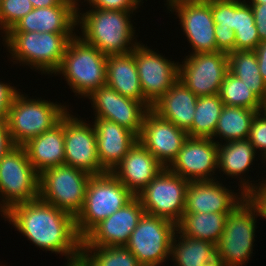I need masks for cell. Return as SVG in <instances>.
I'll return each mask as SVG.
<instances>
[{
    "mask_svg": "<svg viewBox=\"0 0 266 266\" xmlns=\"http://www.w3.org/2000/svg\"><path fill=\"white\" fill-rule=\"evenodd\" d=\"M14 146L6 120L0 121V160Z\"/></svg>",
    "mask_w": 266,
    "mask_h": 266,
    "instance_id": "43",
    "label": "cell"
},
{
    "mask_svg": "<svg viewBox=\"0 0 266 266\" xmlns=\"http://www.w3.org/2000/svg\"><path fill=\"white\" fill-rule=\"evenodd\" d=\"M254 51L257 56L260 74L264 83L266 84V41L259 42Z\"/></svg>",
    "mask_w": 266,
    "mask_h": 266,
    "instance_id": "44",
    "label": "cell"
},
{
    "mask_svg": "<svg viewBox=\"0 0 266 266\" xmlns=\"http://www.w3.org/2000/svg\"><path fill=\"white\" fill-rule=\"evenodd\" d=\"M218 143L216 139L188 137L176 159L168 167L174 174L190 181L216 180Z\"/></svg>",
    "mask_w": 266,
    "mask_h": 266,
    "instance_id": "17",
    "label": "cell"
},
{
    "mask_svg": "<svg viewBox=\"0 0 266 266\" xmlns=\"http://www.w3.org/2000/svg\"><path fill=\"white\" fill-rule=\"evenodd\" d=\"M188 133L170 121L159 117L151 109L145 114L138 141L168 168L176 159Z\"/></svg>",
    "mask_w": 266,
    "mask_h": 266,
    "instance_id": "18",
    "label": "cell"
},
{
    "mask_svg": "<svg viewBox=\"0 0 266 266\" xmlns=\"http://www.w3.org/2000/svg\"><path fill=\"white\" fill-rule=\"evenodd\" d=\"M76 26L75 6H53L34 8L8 32L76 33Z\"/></svg>",
    "mask_w": 266,
    "mask_h": 266,
    "instance_id": "23",
    "label": "cell"
},
{
    "mask_svg": "<svg viewBox=\"0 0 266 266\" xmlns=\"http://www.w3.org/2000/svg\"><path fill=\"white\" fill-rule=\"evenodd\" d=\"M91 174L66 164L46 169L39 175V198L74 217L83 209Z\"/></svg>",
    "mask_w": 266,
    "mask_h": 266,
    "instance_id": "8",
    "label": "cell"
},
{
    "mask_svg": "<svg viewBox=\"0 0 266 266\" xmlns=\"http://www.w3.org/2000/svg\"><path fill=\"white\" fill-rule=\"evenodd\" d=\"M0 214L39 198V174L23 146L15 145L0 160Z\"/></svg>",
    "mask_w": 266,
    "mask_h": 266,
    "instance_id": "7",
    "label": "cell"
},
{
    "mask_svg": "<svg viewBox=\"0 0 266 266\" xmlns=\"http://www.w3.org/2000/svg\"><path fill=\"white\" fill-rule=\"evenodd\" d=\"M134 195L111 172L91 175L83 209L75 217L77 234L83 239L98 223L126 205Z\"/></svg>",
    "mask_w": 266,
    "mask_h": 266,
    "instance_id": "6",
    "label": "cell"
},
{
    "mask_svg": "<svg viewBox=\"0 0 266 266\" xmlns=\"http://www.w3.org/2000/svg\"><path fill=\"white\" fill-rule=\"evenodd\" d=\"M164 167L137 140L111 173L136 196Z\"/></svg>",
    "mask_w": 266,
    "mask_h": 266,
    "instance_id": "21",
    "label": "cell"
},
{
    "mask_svg": "<svg viewBox=\"0 0 266 266\" xmlns=\"http://www.w3.org/2000/svg\"><path fill=\"white\" fill-rule=\"evenodd\" d=\"M68 112L64 116V164L85 170L91 175H101L106 171L101 167L97 154L96 131L93 123Z\"/></svg>",
    "mask_w": 266,
    "mask_h": 266,
    "instance_id": "14",
    "label": "cell"
},
{
    "mask_svg": "<svg viewBox=\"0 0 266 266\" xmlns=\"http://www.w3.org/2000/svg\"><path fill=\"white\" fill-rule=\"evenodd\" d=\"M260 42L266 41V3L250 4Z\"/></svg>",
    "mask_w": 266,
    "mask_h": 266,
    "instance_id": "42",
    "label": "cell"
},
{
    "mask_svg": "<svg viewBox=\"0 0 266 266\" xmlns=\"http://www.w3.org/2000/svg\"><path fill=\"white\" fill-rule=\"evenodd\" d=\"M80 11L77 9V26L80 25L82 34L79 37L106 56L132 52L140 43L131 22L133 12L99 8Z\"/></svg>",
    "mask_w": 266,
    "mask_h": 266,
    "instance_id": "2",
    "label": "cell"
},
{
    "mask_svg": "<svg viewBox=\"0 0 266 266\" xmlns=\"http://www.w3.org/2000/svg\"><path fill=\"white\" fill-rule=\"evenodd\" d=\"M188 56L178 64V80L197 97L217 95L229 71L227 53L206 52Z\"/></svg>",
    "mask_w": 266,
    "mask_h": 266,
    "instance_id": "13",
    "label": "cell"
},
{
    "mask_svg": "<svg viewBox=\"0 0 266 266\" xmlns=\"http://www.w3.org/2000/svg\"><path fill=\"white\" fill-rule=\"evenodd\" d=\"M215 246L208 241L183 236L177 230L172 240L170 260H173L176 266H203Z\"/></svg>",
    "mask_w": 266,
    "mask_h": 266,
    "instance_id": "31",
    "label": "cell"
},
{
    "mask_svg": "<svg viewBox=\"0 0 266 266\" xmlns=\"http://www.w3.org/2000/svg\"><path fill=\"white\" fill-rule=\"evenodd\" d=\"M167 9L176 12L187 41L192 46L190 54L219 52L215 40V22L211 0H166Z\"/></svg>",
    "mask_w": 266,
    "mask_h": 266,
    "instance_id": "12",
    "label": "cell"
},
{
    "mask_svg": "<svg viewBox=\"0 0 266 266\" xmlns=\"http://www.w3.org/2000/svg\"><path fill=\"white\" fill-rule=\"evenodd\" d=\"M256 113L248 108L224 105L212 139L219 137L222 142L248 139Z\"/></svg>",
    "mask_w": 266,
    "mask_h": 266,
    "instance_id": "30",
    "label": "cell"
},
{
    "mask_svg": "<svg viewBox=\"0 0 266 266\" xmlns=\"http://www.w3.org/2000/svg\"><path fill=\"white\" fill-rule=\"evenodd\" d=\"M106 84L122 96L152 105L144 98L135 61V48L126 54L107 56Z\"/></svg>",
    "mask_w": 266,
    "mask_h": 266,
    "instance_id": "27",
    "label": "cell"
},
{
    "mask_svg": "<svg viewBox=\"0 0 266 266\" xmlns=\"http://www.w3.org/2000/svg\"><path fill=\"white\" fill-rule=\"evenodd\" d=\"M228 70L238 77L255 95L266 103V84L259 71L254 50H235L227 54Z\"/></svg>",
    "mask_w": 266,
    "mask_h": 266,
    "instance_id": "29",
    "label": "cell"
},
{
    "mask_svg": "<svg viewBox=\"0 0 266 266\" xmlns=\"http://www.w3.org/2000/svg\"><path fill=\"white\" fill-rule=\"evenodd\" d=\"M246 3H248V4H264V3H266V0H250V1L248 0Z\"/></svg>",
    "mask_w": 266,
    "mask_h": 266,
    "instance_id": "48",
    "label": "cell"
},
{
    "mask_svg": "<svg viewBox=\"0 0 266 266\" xmlns=\"http://www.w3.org/2000/svg\"><path fill=\"white\" fill-rule=\"evenodd\" d=\"M143 0H90L89 8H99L102 10L130 11L137 12V8L143 5ZM92 6V7H91Z\"/></svg>",
    "mask_w": 266,
    "mask_h": 266,
    "instance_id": "40",
    "label": "cell"
},
{
    "mask_svg": "<svg viewBox=\"0 0 266 266\" xmlns=\"http://www.w3.org/2000/svg\"><path fill=\"white\" fill-rule=\"evenodd\" d=\"M22 146L39 175L46 169L63 165L65 161L64 117L50 130L28 140Z\"/></svg>",
    "mask_w": 266,
    "mask_h": 266,
    "instance_id": "25",
    "label": "cell"
},
{
    "mask_svg": "<svg viewBox=\"0 0 266 266\" xmlns=\"http://www.w3.org/2000/svg\"><path fill=\"white\" fill-rule=\"evenodd\" d=\"M77 9H79V3H80V1L79 0H69ZM87 1V3L90 1V0H84V2H86ZM79 2V3H78Z\"/></svg>",
    "mask_w": 266,
    "mask_h": 266,
    "instance_id": "49",
    "label": "cell"
},
{
    "mask_svg": "<svg viewBox=\"0 0 266 266\" xmlns=\"http://www.w3.org/2000/svg\"><path fill=\"white\" fill-rule=\"evenodd\" d=\"M248 140L256 151L261 152L259 153L262 154L261 158L266 161V112L264 110L257 112L254 116Z\"/></svg>",
    "mask_w": 266,
    "mask_h": 266,
    "instance_id": "38",
    "label": "cell"
},
{
    "mask_svg": "<svg viewBox=\"0 0 266 266\" xmlns=\"http://www.w3.org/2000/svg\"><path fill=\"white\" fill-rule=\"evenodd\" d=\"M145 211L137 196L121 209L98 223L83 239L81 246H125Z\"/></svg>",
    "mask_w": 266,
    "mask_h": 266,
    "instance_id": "19",
    "label": "cell"
},
{
    "mask_svg": "<svg viewBox=\"0 0 266 266\" xmlns=\"http://www.w3.org/2000/svg\"><path fill=\"white\" fill-rule=\"evenodd\" d=\"M228 213H184L177 230L186 237L217 244L223 234Z\"/></svg>",
    "mask_w": 266,
    "mask_h": 266,
    "instance_id": "28",
    "label": "cell"
},
{
    "mask_svg": "<svg viewBox=\"0 0 266 266\" xmlns=\"http://www.w3.org/2000/svg\"><path fill=\"white\" fill-rule=\"evenodd\" d=\"M66 266H90L82 256L74 259V260H69L67 261Z\"/></svg>",
    "mask_w": 266,
    "mask_h": 266,
    "instance_id": "47",
    "label": "cell"
},
{
    "mask_svg": "<svg viewBox=\"0 0 266 266\" xmlns=\"http://www.w3.org/2000/svg\"><path fill=\"white\" fill-rule=\"evenodd\" d=\"M106 71L107 56L76 35L69 41L54 75L64 76L75 96L85 98L106 84Z\"/></svg>",
    "mask_w": 266,
    "mask_h": 266,
    "instance_id": "4",
    "label": "cell"
},
{
    "mask_svg": "<svg viewBox=\"0 0 266 266\" xmlns=\"http://www.w3.org/2000/svg\"><path fill=\"white\" fill-rule=\"evenodd\" d=\"M257 218L246 199L227 214L223 234L216 244L226 266L248 263L253 253Z\"/></svg>",
    "mask_w": 266,
    "mask_h": 266,
    "instance_id": "10",
    "label": "cell"
},
{
    "mask_svg": "<svg viewBox=\"0 0 266 266\" xmlns=\"http://www.w3.org/2000/svg\"><path fill=\"white\" fill-rule=\"evenodd\" d=\"M135 61L144 98L153 105L178 80L179 62L139 43L135 47Z\"/></svg>",
    "mask_w": 266,
    "mask_h": 266,
    "instance_id": "16",
    "label": "cell"
},
{
    "mask_svg": "<svg viewBox=\"0 0 266 266\" xmlns=\"http://www.w3.org/2000/svg\"><path fill=\"white\" fill-rule=\"evenodd\" d=\"M244 195L257 216L266 219V179L258 182L255 187L249 189Z\"/></svg>",
    "mask_w": 266,
    "mask_h": 266,
    "instance_id": "39",
    "label": "cell"
},
{
    "mask_svg": "<svg viewBox=\"0 0 266 266\" xmlns=\"http://www.w3.org/2000/svg\"><path fill=\"white\" fill-rule=\"evenodd\" d=\"M211 12L217 50L227 54L235 51L233 0H211Z\"/></svg>",
    "mask_w": 266,
    "mask_h": 266,
    "instance_id": "34",
    "label": "cell"
},
{
    "mask_svg": "<svg viewBox=\"0 0 266 266\" xmlns=\"http://www.w3.org/2000/svg\"><path fill=\"white\" fill-rule=\"evenodd\" d=\"M3 217L43 251L60 253L67 261L81 256L82 239L72 214L37 198L13 206Z\"/></svg>",
    "mask_w": 266,
    "mask_h": 266,
    "instance_id": "1",
    "label": "cell"
},
{
    "mask_svg": "<svg viewBox=\"0 0 266 266\" xmlns=\"http://www.w3.org/2000/svg\"><path fill=\"white\" fill-rule=\"evenodd\" d=\"M176 231L175 223L144 213L125 246L142 266H160L171 259L172 240Z\"/></svg>",
    "mask_w": 266,
    "mask_h": 266,
    "instance_id": "9",
    "label": "cell"
},
{
    "mask_svg": "<svg viewBox=\"0 0 266 266\" xmlns=\"http://www.w3.org/2000/svg\"><path fill=\"white\" fill-rule=\"evenodd\" d=\"M86 98L90 99L93 110L95 109L94 118L116 122L139 136L145 114L150 110L144 102L122 96L107 84L94 90Z\"/></svg>",
    "mask_w": 266,
    "mask_h": 266,
    "instance_id": "15",
    "label": "cell"
},
{
    "mask_svg": "<svg viewBox=\"0 0 266 266\" xmlns=\"http://www.w3.org/2000/svg\"><path fill=\"white\" fill-rule=\"evenodd\" d=\"M235 50H255L260 40L251 5L246 0H233Z\"/></svg>",
    "mask_w": 266,
    "mask_h": 266,
    "instance_id": "32",
    "label": "cell"
},
{
    "mask_svg": "<svg viewBox=\"0 0 266 266\" xmlns=\"http://www.w3.org/2000/svg\"><path fill=\"white\" fill-rule=\"evenodd\" d=\"M198 97L180 80L162 95L151 110L187 133L192 128Z\"/></svg>",
    "mask_w": 266,
    "mask_h": 266,
    "instance_id": "24",
    "label": "cell"
},
{
    "mask_svg": "<svg viewBox=\"0 0 266 266\" xmlns=\"http://www.w3.org/2000/svg\"><path fill=\"white\" fill-rule=\"evenodd\" d=\"M94 119L92 123L96 131L98 158L101 167L106 172H111L137 142L138 137L116 122Z\"/></svg>",
    "mask_w": 266,
    "mask_h": 266,
    "instance_id": "22",
    "label": "cell"
},
{
    "mask_svg": "<svg viewBox=\"0 0 266 266\" xmlns=\"http://www.w3.org/2000/svg\"><path fill=\"white\" fill-rule=\"evenodd\" d=\"M188 183V180L164 168L136 196L145 213L164 218L177 225L185 212Z\"/></svg>",
    "mask_w": 266,
    "mask_h": 266,
    "instance_id": "11",
    "label": "cell"
},
{
    "mask_svg": "<svg viewBox=\"0 0 266 266\" xmlns=\"http://www.w3.org/2000/svg\"><path fill=\"white\" fill-rule=\"evenodd\" d=\"M18 90L12 99L6 122L12 142L14 145L22 146L59 123L69 112V108L58 102L43 100L41 97L29 98L27 94H22L20 89Z\"/></svg>",
    "mask_w": 266,
    "mask_h": 266,
    "instance_id": "5",
    "label": "cell"
},
{
    "mask_svg": "<svg viewBox=\"0 0 266 266\" xmlns=\"http://www.w3.org/2000/svg\"><path fill=\"white\" fill-rule=\"evenodd\" d=\"M238 190L239 193L226 188L217 179L190 181L186 189L184 213H229L245 199L244 193Z\"/></svg>",
    "mask_w": 266,
    "mask_h": 266,
    "instance_id": "20",
    "label": "cell"
},
{
    "mask_svg": "<svg viewBox=\"0 0 266 266\" xmlns=\"http://www.w3.org/2000/svg\"><path fill=\"white\" fill-rule=\"evenodd\" d=\"M17 89L9 83L5 84L0 81V121L6 120L12 99L18 92Z\"/></svg>",
    "mask_w": 266,
    "mask_h": 266,
    "instance_id": "41",
    "label": "cell"
},
{
    "mask_svg": "<svg viewBox=\"0 0 266 266\" xmlns=\"http://www.w3.org/2000/svg\"><path fill=\"white\" fill-rule=\"evenodd\" d=\"M223 106L218 94L198 97L188 137L212 138Z\"/></svg>",
    "mask_w": 266,
    "mask_h": 266,
    "instance_id": "33",
    "label": "cell"
},
{
    "mask_svg": "<svg viewBox=\"0 0 266 266\" xmlns=\"http://www.w3.org/2000/svg\"><path fill=\"white\" fill-rule=\"evenodd\" d=\"M203 266H226L216 246L209 252L206 263Z\"/></svg>",
    "mask_w": 266,
    "mask_h": 266,
    "instance_id": "46",
    "label": "cell"
},
{
    "mask_svg": "<svg viewBox=\"0 0 266 266\" xmlns=\"http://www.w3.org/2000/svg\"><path fill=\"white\" fill-rule=\"evenodd\" d=\"M34 8L29 0H1L0 30L5 35Z\"/></svg>",
    "mask_w": 266,
    "mask_h": 266,
    "instance_id": "37",
    "label": "cell"
},
{
    "mask_svg": "<svg viewBox=\"0 0 266 266\" xmlns=\"http://www.w3.org/2000/svg\"><path fill=\"white\" fill-rule=\"evenodd\" d=\"M75 33L7 32L3 41L12 59L41 73L54 74L60 67L69 41ZM19 61V62H18ZM22 63V64H21Z\"/></svg>",
    "mask_w": 266,
    "mask_h": 266,
    "instance_id": "3",
    "label": "cell"
},
{
    "mask_svg": "<svg viewBox=\"0 0 266 266\" xmlns=\"http://www.w3.org/2000/svg\"><path fill=\"white\" fill-rule=\"evenodd\" d=\"M224 105L263 111L264 103L238 77L229 71L223 79L218 93Z\"/></svg>",
    "mask_w": 266,
    "mask_h": 266,
    "instance_id": "36",
    "label": "cell"
},
{
    "mask_svg": "<svg viewBox=\"0 0 266 266\" xmlns=\"http://www.w3.org/2000/svg\"><path fill=\"white\" fill-rule=\"evenodd\" d=\"M33 8H45L53 6H74L69 0H29Z\"/></svg>",
    "mask_w": 266,
    "mask_h": 266,
    "instance_id": "45",
    "label": "cell"
},
{
    "mask_svg": "<svg viewBox=\"0 0 266 266\" xmlns=\"http://www.w3.org/2000/svg\"><path fill=\"white\" fill-rule=\"evenodd\" d=\"M218 141L219 139L216 141L218 143L217 170L223 171L222 173L228 176V178L241 179L239 181V188L245 194L249 189L258 184L254 180L244 179L243 175L247 171L249 172L251 165H254L253 161H255V158H257L256 154L259 152H256L248 139L228 141L223 144Z\"/></svg>",
    "mask_w": 266,
    "mask_h": 266,
    "instance_id": "26",
    "label": "cell"
},
{
    "mask_svg": "<svg viewBox=\"0 0 266 266\" xmlns=\"http://www.w3.org/2000/svg\"><path fill=\"white\" fill-rule=\"evenodd\" d=\"M90 266H142L126 246H81Z\"/></svg>",
    "mask_w": 266,
    "mask_h": 266,
    "instance_id": "35",
    "label": "cell"
}]
</instances>
